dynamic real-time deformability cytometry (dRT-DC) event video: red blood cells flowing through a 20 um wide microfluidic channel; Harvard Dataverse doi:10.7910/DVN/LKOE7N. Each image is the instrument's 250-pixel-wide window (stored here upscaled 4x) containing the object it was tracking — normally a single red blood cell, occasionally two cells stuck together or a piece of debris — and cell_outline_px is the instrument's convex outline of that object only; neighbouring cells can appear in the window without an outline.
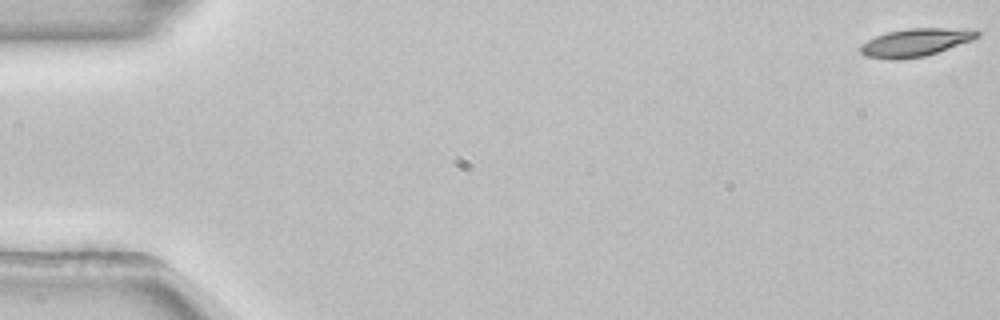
{"species": "common noctule bat (a hibernating species)", "species_latin": "Nyctalus noctula", "temperature_condition": "room temperature", "stored_images_in_passage": 54, "camera_frame_rate_fps": 3000, "um_per_image_px": 0.085, "animal": {"sex": "female", "body_mass_g": 22.7, "forearm_length_mm": 54.2}, "frame": {"image": 1, "passage_image": 1, "time_ms": 0.0, "image_size_px": [1000, 320], "cell_outline_px": [[980, 36], [972, 40], [924, 56], [900, 60], [888, 60], [864, 56], [860, 52], [860, 44], [876, 36], [888, 32], [908, 28], [976, 28], [980, 32]], "centroid_in_image_um": [77.83, 3.6], "position_along_channel_um": 7.2, "area_um2": 19.19}}
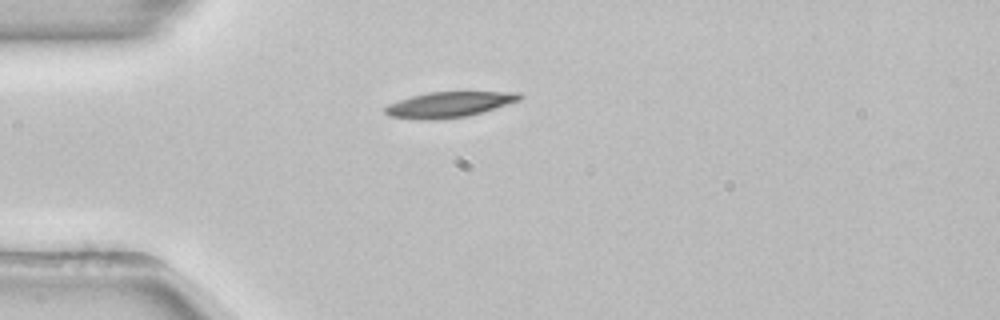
{"frame": {"image": 2, "passage_image": 15, "time_ms": 4.667, "image_size_px": [1000, 320], "cell_outline_px": [[524, 96], [520, 100], [468, 116], [436, 120], [420, 120], [388, 116], [384, 112], [384, 108], [388, 104], [412, 96], [428, 92], [520, 92]], "centroid_in_image_um": [38.15, 8.89], "position_along_channel_um": 46.9, "area_um2": 20.0}}
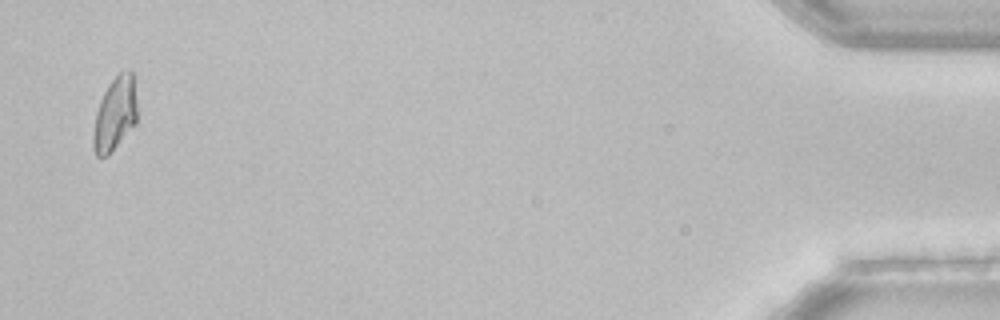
{"frame": {"image": 3, "passage_image": 53, "time_ms": 17.333, "image_size_px": [1000, 320], "cell_outline_px": [[136, 124], [108, 156], [96, 156], [92, 148], [92, 136], [96, 112], [100, 100], [108, 84], [120, 72], [128, 68], [136, 76]], "centroid_in_image_um": [9.79, 9.66], "position_along_channel_um": 425.4, "area_um2": 19.31}, "authors_computed_cell_mechanics": {"area_um2": 19.1029, "velocity_mm_per_s": 3.845, "shape_relaxation_time_tau1_ms": 3.0942, "shape_relaxation_time_tau2_ms": null, "deformation_change_tau1": 0.1221, "deformation_change_tau2": null}}